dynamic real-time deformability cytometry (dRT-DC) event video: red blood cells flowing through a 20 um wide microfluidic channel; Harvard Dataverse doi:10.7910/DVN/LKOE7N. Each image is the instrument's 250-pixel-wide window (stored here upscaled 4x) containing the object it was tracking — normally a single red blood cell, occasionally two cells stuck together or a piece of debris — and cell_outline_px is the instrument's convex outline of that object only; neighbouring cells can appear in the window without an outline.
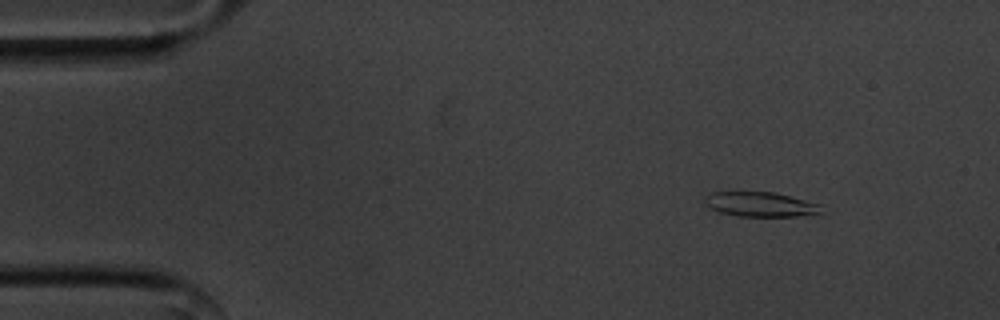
{"species": "common noctule bat (a hibernating species)", "species_latin": "Nyctalus noctula", "temperature_condition": "cold", "stored_images_in_passage": 55, "camera_frame_rate_fps": 3000, "um_per_image_px": 0.085, "animal": {"sex": "male", "body_mass_g": 20.1, "forearm_length_mm": 53.5}, "frame": {"image": 1, "passage_image": 6, "time_ms": 1.667, "image_size_px": [1000, 320], "cell_outline_px": [[820, 216], [740, 216], [720, 212], [704, 204], [704, 196], [712, 192], [772, 192], [820, 204]], "centroid_in_image_um": [64.65, 17.38], "position_along_channel_um": 20.3, "area_um2": 16.7}}
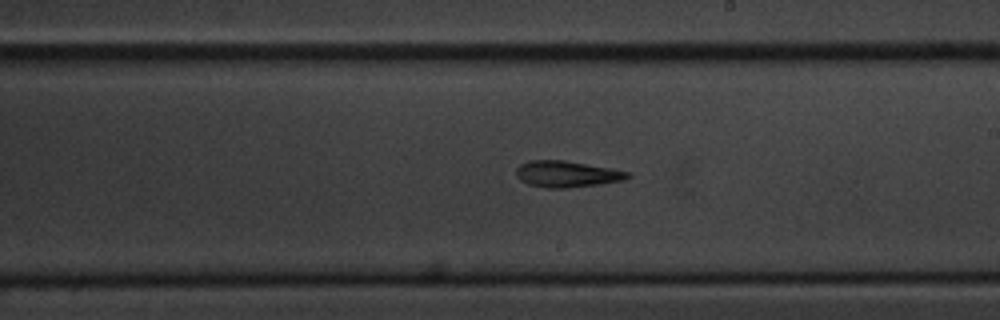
{"frame": {"image": 2, "passage_image": 31, "time_ms": 10.0, "image_size_px": [1000, 320], "cell_outline_px": [[632, 176], [624, 180], [600, 184], [568, 188], [544, 188], [528, 184], [520, 180], [516, 176], [516, 168], [520, 164], [528, 160], [564, 160], [632, 172]], "centroid_in_image_um": [48.18, 14.8], "position_along_channel_um": 240.8, "area_um2": 17.28}}
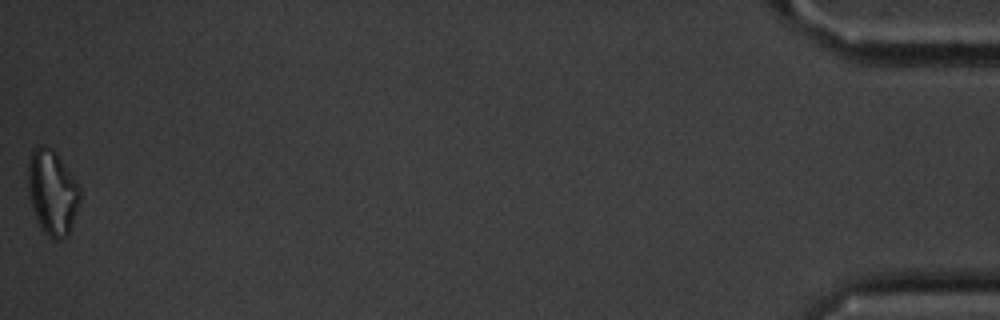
{"frame": {"image": 3, "passage_image": 55, "time_ms": 18.0, "image_size_px": [1000, 320], "cell_outline_px": [[80, 200], [68, 236], [60, 240], [52, 240], [40, 228], [28, 196], [28, 160], [32, 148], [40, 144], [44, 144], [52, 148], [56, 152], [76, 180], [80, 188]], "centroid_in_image_um": [4.43, 16.33], "position_along_channel_um": 430.8, "area_um2": 26.07}, "authors_computed_cell_mechanics": {"area_um2": 17.34, "velocity_mm_per_s": 3.579, "shape_relaxation_time_tau1_ms": 5.1287, "shape_relaxation_time_tau2_ms": 6.8887, "deformation_change_tau1": 0.1827, "deformation_change_tau2": 0.1784}}